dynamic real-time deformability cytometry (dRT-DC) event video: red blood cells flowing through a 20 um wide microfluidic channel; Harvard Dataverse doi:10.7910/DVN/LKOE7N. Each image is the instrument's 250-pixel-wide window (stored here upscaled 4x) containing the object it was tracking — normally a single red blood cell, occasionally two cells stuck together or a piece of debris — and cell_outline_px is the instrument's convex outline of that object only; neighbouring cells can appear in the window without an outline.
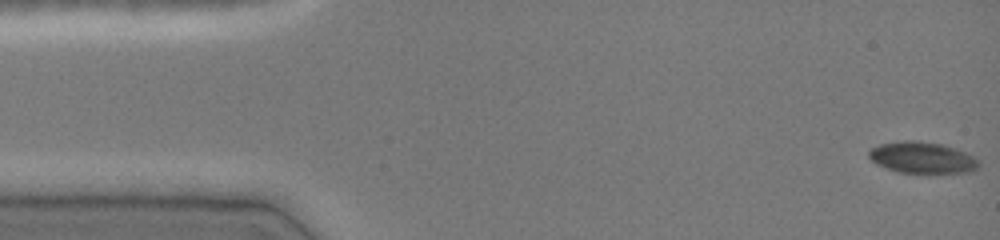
{"species": "common noctule bat (a hibernating species)", "species_latin": "Nyctalus noctula", "temperature_condition": "cold", "stored_images_in_passage": 48, "camera_frame_rate_fps": 3000, "um_per_image_px": 0.085, "animal": {"sex": "female", "body_mass_g": 19.0, "forearm_length_mm": 51.5}, "frame": {"image": 1, "passage_image": 1, "time_ms": 0.0, "image_size_px": [1000, 240], "cell_outline_px": [[980, 164], [976, 168], [968, 172], [900, 172], [876, 164], [868, 156], [868, 152], [872, 148], [880, 144], [904, 140], [916, 140], [944, 144], [956, 148], [980, 160]], "centroid_in_image_um": [78.39, 13.37], "position_along_channel_um": 6.6, "area_um2": 19.88}}
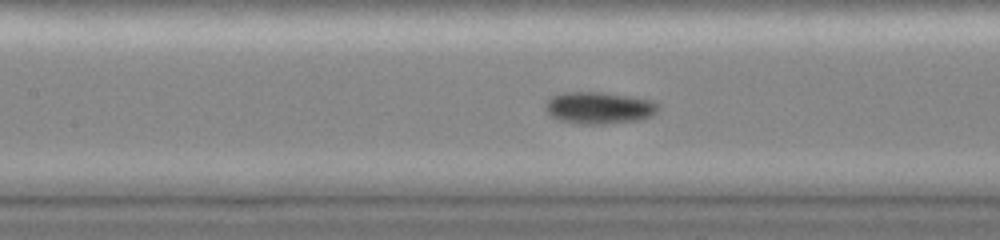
{"frame": {"image": 2, "passage_image": 21, "time_ms": 6.667, "image_size_px": [1000, 240], "cell_outline_px": [[660, 104], [656, 112], [652, 116], [636, 120], [604, 124], [576, 124], [560, 120], [552, 116], [544, 108], [544, 104], [552, 96], [564, 92], [604, 92], [652, 100]], "centroid_in_image_um": [50.91, 9.16], "position_along_channel_um": 156.5, "area_um2": 21.04}}
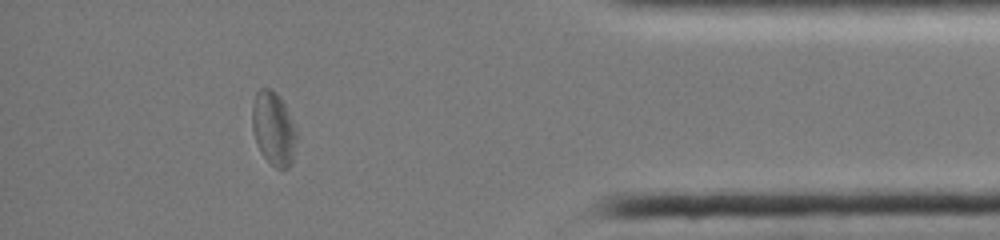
{"frame": {"image": 3, "passage_image": 42, "time_ms": 13.667, "image_size_px": [1000, 240], "cell_outline_px": [[296, 140], [292, 160], [288, 168], [276, 168], [260, 152], [252, 128], [252, 104], [256, 92], [260, 88], [272, 88], [280, 96], [296, 128]], "centroid_in_image_um": [23.24, 10.88], "position_along_channel_um": 412.0, "area_um2": 18.9}, "authors_computed_cell_mechanics": {"area_um2": 19.7676, "velocity_mm_per_s": 4.0156, "shape_relaxation_time_tau1_ms": null, "shape_relaxation_time_tau2_ms": 3.3439, "deformation_change_tau1": null, "deformation_change_tau2": 0.0579}}